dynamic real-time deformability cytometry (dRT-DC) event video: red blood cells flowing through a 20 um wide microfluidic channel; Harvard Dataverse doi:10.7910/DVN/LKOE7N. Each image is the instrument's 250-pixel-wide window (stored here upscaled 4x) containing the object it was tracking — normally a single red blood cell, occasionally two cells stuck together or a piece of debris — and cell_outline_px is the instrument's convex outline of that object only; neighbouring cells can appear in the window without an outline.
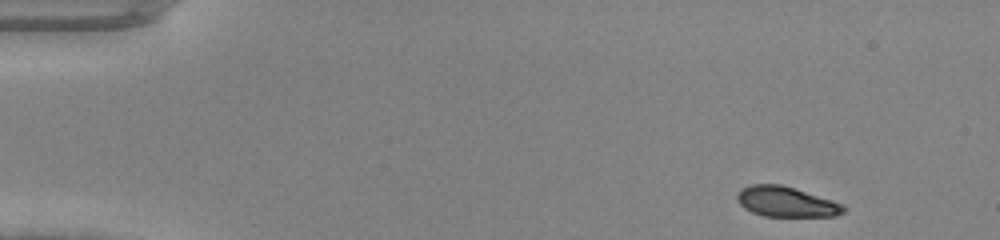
{"species": "common noctule bat (a hibernating species)", "species_latin": "Nyctalus noctula", "temperature_condition": "warm", "stored_images_in_passage": 44, "camera_frame_rate_fps": 3000, "um_per_image_px": 0.085, "animal": {"sex": "male", "body_mass_g": 20.0, "forearm_length_mm": 53.3}, "frame": {"image": 1, "passage_image": 1, "time_ms": 0.0, "image_size_px": [1000, 240], "cell_outline_px": [[848, 208], [844, 212], [836, 216], [764, 216], [752, 212], [744, 208], [736, 200], [736, 196], [740, 188], [752, 184], [780, 184], [832, 200], [844, 204]], "centroid_in_image_um": [66.82, 17.15], "position_along_channel_um": 18.2, "area_um2": 18.79}}
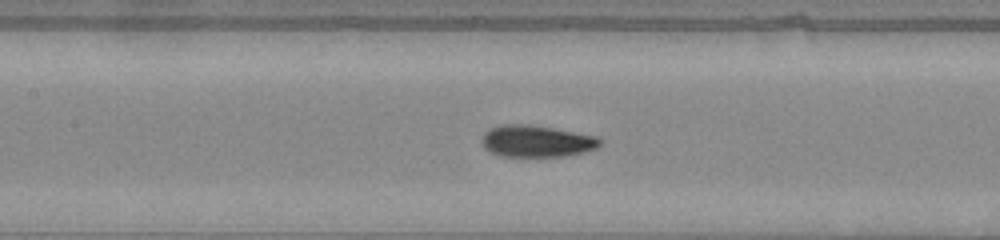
{"frame": {"image": 2, "passage_image": 19, "time_ms": 6.0, "image_size_px": [1000, 240], "cell_outline_px": [[604, 140], [596, 148], [584, 152], [564, 156], [500, 156], [484, 148], [480, 140], [484, 132], [488, 128], [500, 124], [528, 124], [600, 136]], "centroid_in_image_um": [45.6, 11.98], "position_along_channel_um": 161.8, "area_um2": 22.14}}
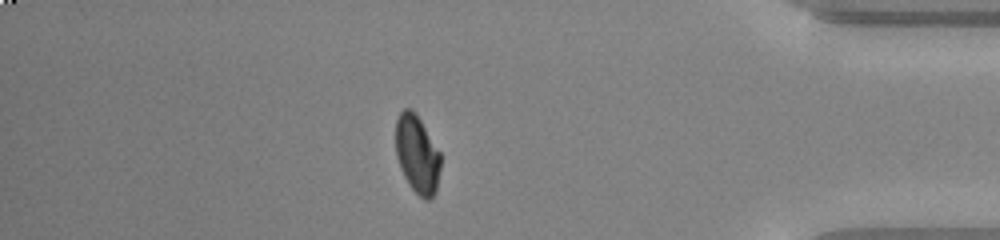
{"frame": {"image": 3, "passage_image": 38, "time_ms": 12.333, "image_size_px": [1000, 240], "cell_outline_px": [[440, 168], [436, 192], [428, 200], [424, 200], [408, 184], [400, 168], [396, 156], [396, 120], [400, 112], [404, 108], [412, 108], [416, 112], [440, 152]], "centroid_in_image_um": [35.45, 13.09], "position_along_channel_um": 399.7, "area_um2": 20.52}}